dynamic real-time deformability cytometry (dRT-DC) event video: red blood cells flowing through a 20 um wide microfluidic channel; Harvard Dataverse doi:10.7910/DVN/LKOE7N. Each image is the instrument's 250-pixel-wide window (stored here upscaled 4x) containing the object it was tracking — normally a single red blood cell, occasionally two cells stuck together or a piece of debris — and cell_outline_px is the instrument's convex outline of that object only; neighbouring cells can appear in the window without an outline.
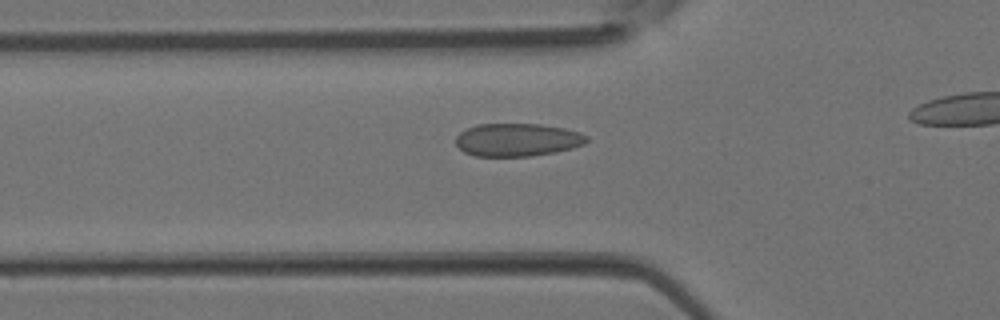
{"species": "Egyptian fruit bat (a non-hibernating species)", "species_latin": "Rousettus aegyptiacus", "temperature_condition": "room temperature", "stored_images_in_passage": 17, "camera_frame_rate_fps": 3000, "um_per_image_px": 0.085, "animal": {"sex": "female"}, "frame": {"image": 1, "passage_image": 5, "time_ms": 1.333, "image_size_px": [1000, 320], "cell_outline_px": [[588, 140], [584, 144], [572, 148], [556, 152], [532, 156], [476, 156], [464, 152], [456, 144], [456, 136], [460, 132], [476, 124], [540, 124], [564, 128], [580, 132], [588, 136]], "centroid_in_image_um": [43.99, 11.88], "position_along_channel_um": 81.8, "area_um2": 25.2}}
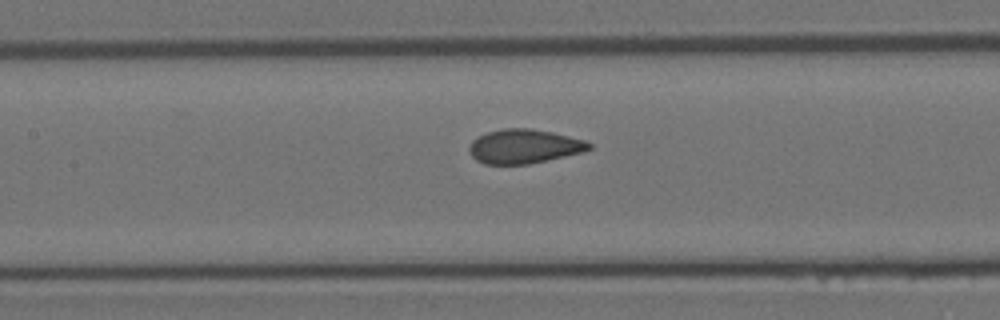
{"frame": {"image": 2, "passage_image": 10, "time_ms": 3.0, "image_size_px": [1000, 320], "cell_outline_px": [[592, 148], [584, 152], [528, 164], [484, 164], [476, 160], [472, 156], [468, 148], [472, 140], [488, 132], [504, 128], [532, 128], [552, 132], [584, 140], [592, 144]], "centroid_in_image_um": [44.55, 12.44], "position_along_channel_um": 162.8, "area_um2": 23.81}}
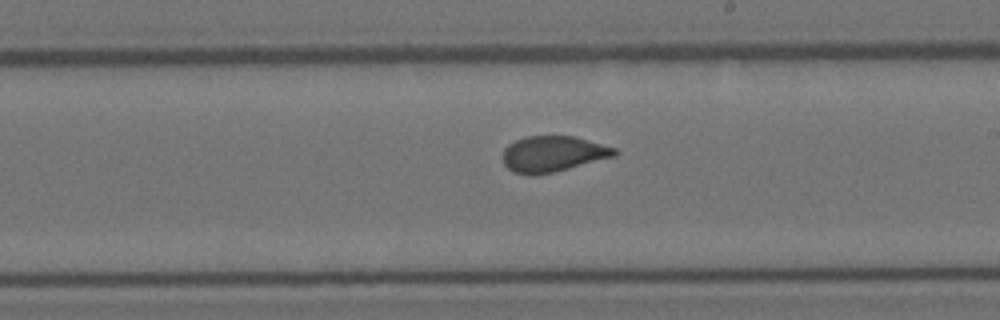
{"frame": {"image": 3, "passage_image": 15, "time_ms": 4.667, "image_size_px": [1000, 320], "cell_outline_px": [[616, 156], [556, 172], [532, 176], [512, 172], [504, 164], [504, 148], [508, 144], [516, 140], [528, 136], [576, 136], [616, 148]], "centroid_in_image_um": [47.01, 13.09], "position_along_channel_um": 242.0, "area_um2": 23.52}}